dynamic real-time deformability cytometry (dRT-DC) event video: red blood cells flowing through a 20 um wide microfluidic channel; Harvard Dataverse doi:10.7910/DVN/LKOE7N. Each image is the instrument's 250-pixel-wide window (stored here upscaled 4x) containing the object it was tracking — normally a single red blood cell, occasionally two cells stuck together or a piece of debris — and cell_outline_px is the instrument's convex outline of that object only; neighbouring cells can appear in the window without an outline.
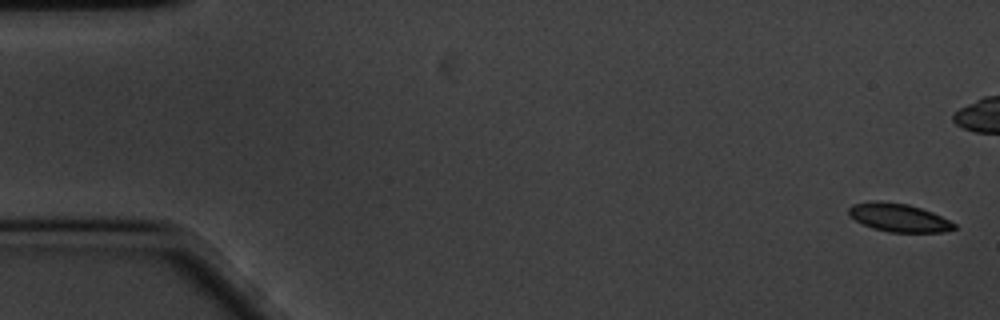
{"species": "common noctule bat (a hibernating species)", "species_latin": "Nyctalus noctula", "temperature_condition": "cold", "stored_images_in_passage": 60, "camera_frame_rate_fps": 3000, "um_per_image_px": 0.085, "animal": {"sex": "male", "body_mass_g": 20.1, "forearm_length_mm": 53.5}, "frame": {"image": 1, "passage_image": 1, "time_ms": 0.0, "image_size_px": [1000, 320], "cell_outline_px": [[956, 228], [944, 232], [888, 232], [872, 228], [848, 216], [848, 208], [852, 204], [876, 200], [908, 204], [932, 212], [956, 224]], "centroid_in_image_um": [76.36, 18.49], "position_along_channel_um": 8.6, "area_um2": 17.34}}
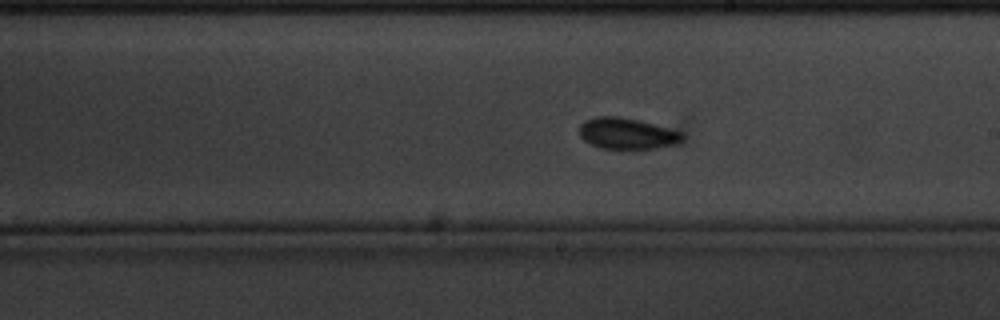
{"frame": {"image": 2, "passage_image": 33, "time_ms": 10.667, "image_size_px": [1000, 320], "cell_outline_px": [[684, 140], [680, 144], [656, 148], [600, 148], [584, 140], [580, 136], [580, 124], [584, 120], [596, 116], [620, 116], [684, 132]], "centroid_in_image_um": [53.33, 11.35], "position_along_channel_um": 235.7, "area_um2": 18.73}}
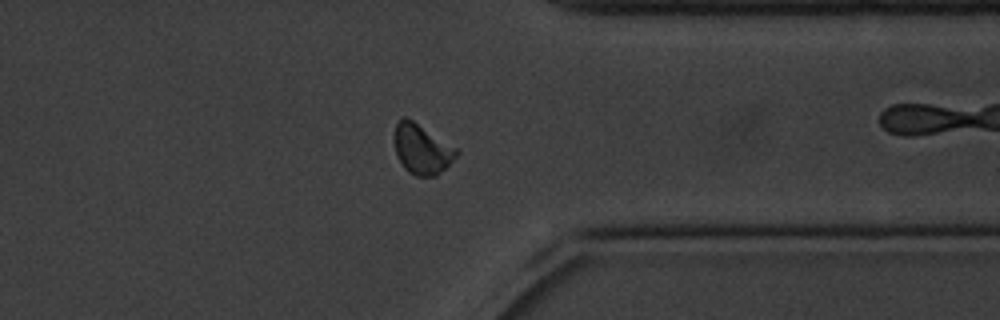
{"frame": {"image": 3, "passage_image": 46, "time_ms": 15.0, "image_size_px": [1000, 320], "cell_outline_px": [[460, 152], [436, 176], [416, 176], [408, 172], [404, 168], [396, 152], [396, 124], [404, 116], [408, 116], [456, 148]], "centroid_in_image_um": [35.87, 12.66], "position_along_channel_um": 375.5, "area_um2": 17.69}, "authors_computed_cell_mechanics": {"area_um2": 17.6868, "velocity_mm_per_s": 3.3415, "shape_relaxation_time_tau1_ms": 1.8931, "shape_relaxation_time_tau2_ms": 1.7922, "deformation_change_tau1": 0.0912, "deformation_change_tau2": 0.0594}}